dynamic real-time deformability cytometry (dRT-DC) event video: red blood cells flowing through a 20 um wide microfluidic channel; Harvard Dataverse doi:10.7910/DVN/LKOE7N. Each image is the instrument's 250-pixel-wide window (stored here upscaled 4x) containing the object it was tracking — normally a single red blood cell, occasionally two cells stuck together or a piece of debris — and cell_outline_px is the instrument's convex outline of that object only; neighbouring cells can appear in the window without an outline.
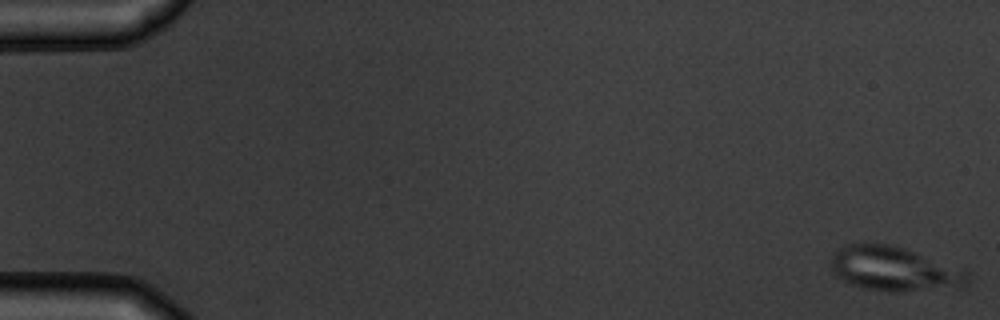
{"species": "common noctule bat (a hibernating species)", "species_latin": "Nyctalus noctula", "temperature_condition": "warm", "stored_images_in_passage": 7, "camera_frame_rate_fps": 3000, "um_per_image_px": 0.085, "animal": {"sex": "male", "body_mass_g": 19.5, "forearm_length_mm": 54.6}, "frame": {"image": 1, "passage_image": 1, "time_ms": 0.0, "image_size_px": [1000, 320], "cell_outline_px": [[968, 284], [960, 288], [900, 292], [888, 292], [864, 288], [852, 284], [836, 276], [832, 268], [832, 256], [840, 248], [848, 244], [888, 244], [904, 248], [968, 272]], "centroid_in_image_um": [76.02, 22.89], "position_along_channel_um": 9.0, "area_um2": 34.91}}